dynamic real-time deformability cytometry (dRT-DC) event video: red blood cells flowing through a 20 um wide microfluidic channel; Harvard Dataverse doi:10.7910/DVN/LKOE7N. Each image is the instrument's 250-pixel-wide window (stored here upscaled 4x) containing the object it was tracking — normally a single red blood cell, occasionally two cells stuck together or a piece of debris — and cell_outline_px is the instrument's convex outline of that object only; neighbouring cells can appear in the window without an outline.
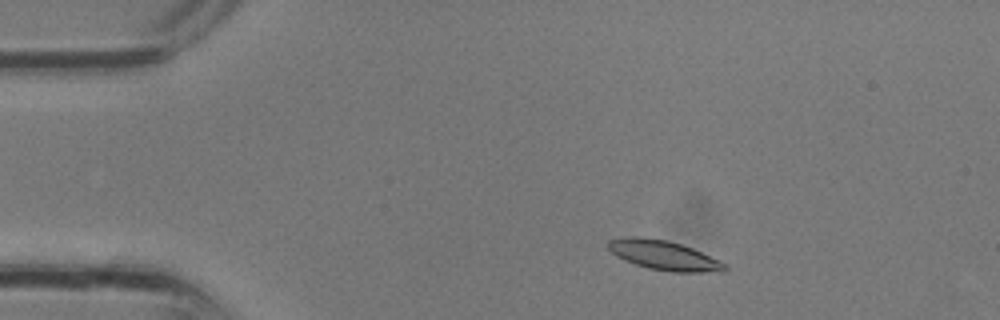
{"species": "common noctule bat (a hibernating species)", "species_latin": "Nyctalus noctula", "temperature_condition": "room temperature", "stored_images_in_passage": 4, "camera_frame_rate_fps": 3000, "um_per_image_px": 0.085, "animal": {"sex": "male", "body_mass_g": 13.3}, "frame": {"image": 1, "passage_image": 2, "time_ms": 0.333, "image_size_px": [1000, 320], "cell_outline_px": [[728, 268], [724, 272], [672, 272], [648, 268], [624, 260], [616, 256], [608, 248], [608, 240], [628, 236], [640, 236], [668, 240], [692, 248], [720, 260], [728, 264]], "centroid_in_image_um": [56.46, 21.7], "position_along_channel_um": 28.5, "area_um2": 20.23}}